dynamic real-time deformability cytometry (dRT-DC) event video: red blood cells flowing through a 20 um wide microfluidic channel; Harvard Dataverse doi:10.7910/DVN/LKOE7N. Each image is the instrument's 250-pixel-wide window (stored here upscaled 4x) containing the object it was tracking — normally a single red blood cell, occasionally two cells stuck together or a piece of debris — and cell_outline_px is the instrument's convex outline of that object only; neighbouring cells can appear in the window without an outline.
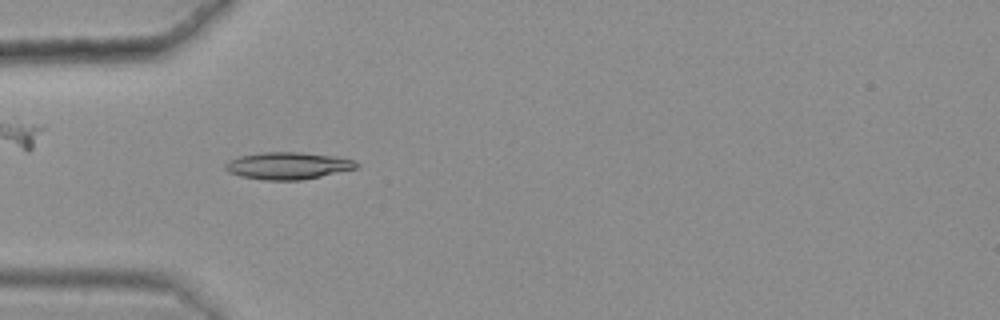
{"species": "common noctule bat (a hibernating species)", "species_latin": "Nyctalus noctula", "temperature_condition": "warm", "stored_images_in_passage": 40, "camera_frame_rate_fps": 3000, "um_per_image_px": 0.085, "animal": {"sex": "female", "body_mass_g": 25.1}, "frame": {"image": 1, "passage_image": 7, "time_ms": 2.0, "image_size_px": [1000, 320], "cell_outline_px": [[360, 164], [356, 168], [320, 176], [300, 180], [264, 180], [240, 176], [228, 172], [224, 168], [224, 164], [228, 160], [240, 156], [260, 152], [300, 152], [336, 156], [356, 160]], "centroid_in_image_um": [24.45, 14.07], "position_along_channel_um": 60.6, "area_um2": 20.81}, "authors_computed_cell_mechanics": {"area_um2": 18.9584, "velocity_mm_per_s": 3.6312, "shape_relaxation_time_tau1_ms": 9.376, "shape_relaxation_time_tau2_ms": 2.3069, "deformation_change_tau1": 0.2394, "deformation_change_tau2": 0.0878}}